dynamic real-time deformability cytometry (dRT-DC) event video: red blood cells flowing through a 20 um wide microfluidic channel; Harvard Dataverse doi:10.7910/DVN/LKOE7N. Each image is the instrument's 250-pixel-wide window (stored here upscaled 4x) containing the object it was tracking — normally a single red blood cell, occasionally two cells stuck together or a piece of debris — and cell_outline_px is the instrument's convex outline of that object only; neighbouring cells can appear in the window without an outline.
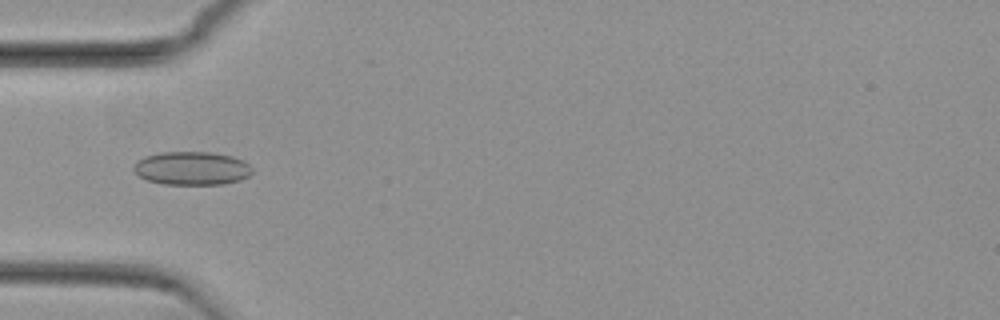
{"species": "common noctule bat (a hibernating species)", "species_latin": "Nyctalus noctula", "temperature_condition": "cold", "stored_images_in_passage": 54, "camera_frame_rate_fps": 3000, "um_per_image_px": 0.085, "animal": {"sex": "female", "body_mass_g": 29.2, "forearm_length_mm": 56.3}, "frame": {"image": 1, "passage_image": 17, "time_ms": 5.333, "image_size_px": [1000, 320], "cell_outline_px": [[252, 172], [248, 176], [240, 180], [224, 184], [164, 184], [148, 180], [140, 176], [132, 168], [136, 160], [144, 156], [160, 152], [208, 152], [232, 156], [244, 160], [252, 168]], "centroid_in_image_um": [16.3, 14.3], "position_along_channel_um": 68.7, "area_um2": 23.12}}
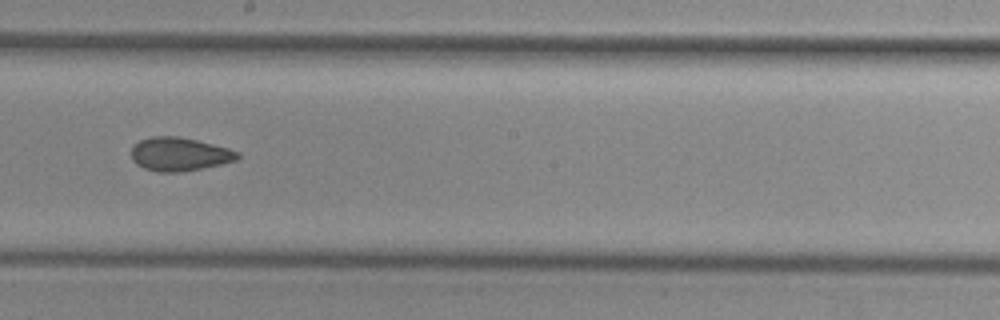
{"frame": {"image": 2, "passage_image": 30, "time_ms": 9.667, "image_size_px": [1000, 320], "cell_outline_px": [[240, 156], [236, 160], [220, 164], [180, 172], [156, 172], [144, 168], [136, 164], [132, 160], [132, 148], [140, 140], [152, 136], [176, 136], [196, 140], [228, 148], [240, 152]], "centroid_in_image_um": [15.24, 13.11], "position_along_channel_um": 233.0, "area_um2": 20.58}}
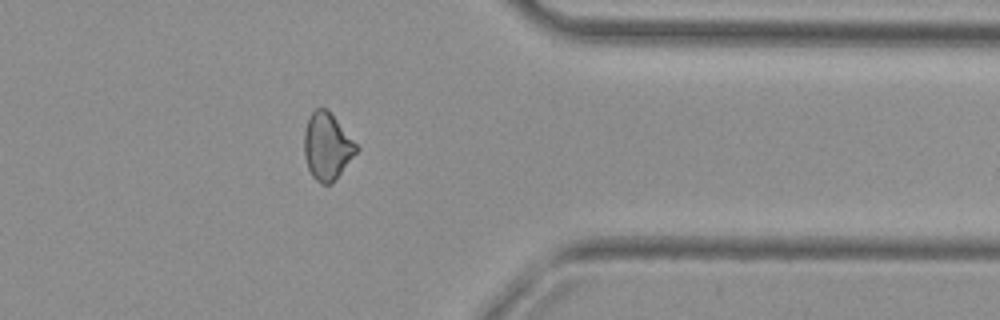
{"frame": {"image": 3, "passage_image": 43, "time_ms": 14.0, "image_size_px": [1000, 320], "cell_outline_px": [[360, 148], [332, 184], [320, 184], [312, 176], [308, 168], [304, 156], [304, 132], [308, 116], [316, 108], [324, 108], [336, 120]], "centroid_in_image_um": [27.78, 12.48], "position_along_channel_um": 383.6, "area_um2": 20.17}, "authors_computed_cell_mechanics": {"area_um2": 21.0103, "velocity_mm_per_s": 3.7772, "shape_relaxation_time_tau1_ms": null, "shape_relaxation_time_tau2_ms": 2.0386, "deformation_change_tau1": null, "deformation_change_tau2": 0.0697}}